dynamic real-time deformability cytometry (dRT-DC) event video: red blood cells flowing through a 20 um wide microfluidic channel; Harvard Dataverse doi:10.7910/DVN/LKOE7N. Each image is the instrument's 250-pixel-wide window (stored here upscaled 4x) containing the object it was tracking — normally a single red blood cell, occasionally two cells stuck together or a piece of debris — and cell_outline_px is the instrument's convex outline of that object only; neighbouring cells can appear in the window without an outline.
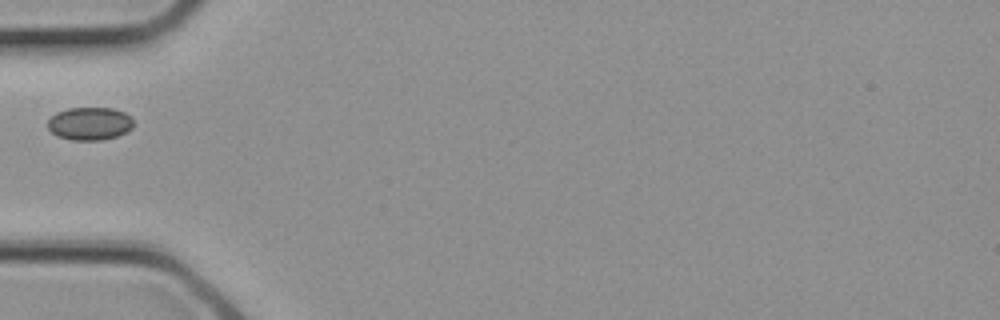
{"species": "common noctule bat (a hibernating species)", "species_latin": "Nyctalus noctula", "temperature_condition": "cold", "stored_images_in_passage": 2, "camera_frame_rate_fps": 3000, "um_per_image_px": 0.085, "animal": {"sex": "female", "body_mass_g": 21.9}, "frame": {"image": 1, "passage_image": 2, "time_ms": 0.333, "image_size_px": [1000, 320], "cell_outline_px": [[132, 128], [116, 136], [100, 140], [72, 140], [56, 136], [48, 128], [48, 120], [56, 112], [68, 108], [112, 108], [124, 112], [132, 116]], "centroid_in_image_um": [7.61, 10.5], "position_along_channel_um": 77.4, "area_um2": 16.42}}